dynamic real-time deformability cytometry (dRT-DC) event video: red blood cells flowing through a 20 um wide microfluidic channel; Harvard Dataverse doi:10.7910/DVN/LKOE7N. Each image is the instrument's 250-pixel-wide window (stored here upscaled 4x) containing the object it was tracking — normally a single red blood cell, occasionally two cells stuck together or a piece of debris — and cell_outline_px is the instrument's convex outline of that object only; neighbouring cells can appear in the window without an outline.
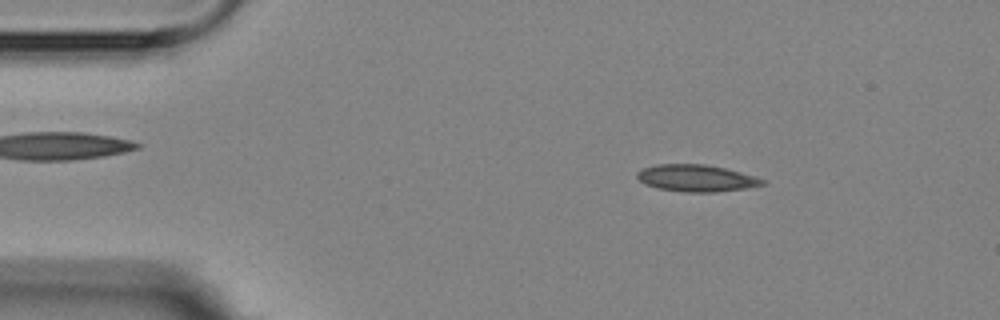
{"species": "Egyptian fruit bat (a non-hibernating species)", "species_latin": "Rousettus aegyptiacus", "temperature_condition": "room temperature", "stored_images_in_passage": 5, "camera_frame_rate_fps": 3000, "um_per_image_px": 0.085, "animal": {"sex": "female"}, "frame": {"image": 1, "passage_image": 3, "time_ms": 2.333, "image_size_px": [1000, 320], "cell_outline_px": [[768, 180], [764, 184], [748, 188], [716, 192], [684, 192], [656, 188], [644, 184], [636, 176], [636, 172], [644, 168], [656, 164], [704, 164], [724, 168], [756, 176]], "centroid_in_image_um": [59.2, 15.15], "position_along_channel_um": 25.8, "area_um2": 19.77}}